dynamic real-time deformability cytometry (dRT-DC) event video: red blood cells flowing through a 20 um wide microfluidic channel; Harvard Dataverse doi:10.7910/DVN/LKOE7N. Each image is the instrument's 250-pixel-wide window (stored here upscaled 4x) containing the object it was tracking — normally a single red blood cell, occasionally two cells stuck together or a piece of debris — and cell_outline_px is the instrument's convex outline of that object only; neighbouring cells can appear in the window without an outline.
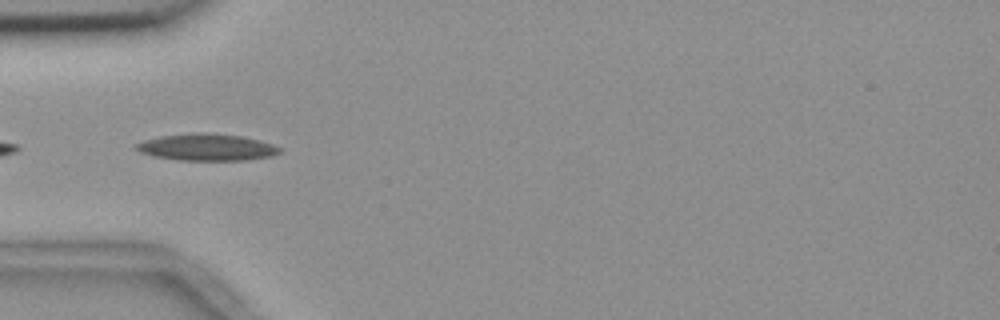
{"species": "common noctule bat (a hibernating species)", "species_latin": "Nyctalus noctula", "temperature_condition": "room temperature", "stored_images_in_passage": 4, "camera_frame_rate_fps": 3000, "um_per_image_px": 0.085, "animal": {"sex": "female", "body_mass_g": 18.4}, "frame": {"image": 1, "passage_image": 2, "time_ms": 0.333, "image_size_px": [1000, 320], "cell_outline_px": [[280, 152], [272, 156], [248, 160], [176, 160], [152, 156], [140, 152], [132, 148], [136, 144], [144, 140], [160, 136], [240, 136], [260, 140], [272, 144], [280, 148]], "centroid_in_image_um": [17.57, 12.58], "position_along_channel_um": 67.4, "area_um2": 21.27}}